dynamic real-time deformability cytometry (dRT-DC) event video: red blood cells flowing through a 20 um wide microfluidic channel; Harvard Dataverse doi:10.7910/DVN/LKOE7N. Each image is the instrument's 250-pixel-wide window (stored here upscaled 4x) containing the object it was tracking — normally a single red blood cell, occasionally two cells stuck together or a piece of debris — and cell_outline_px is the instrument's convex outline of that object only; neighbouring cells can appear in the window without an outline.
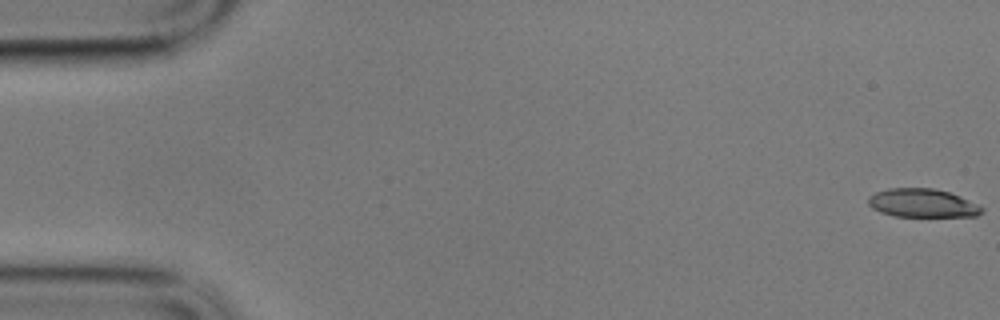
{"species": "common noctule bat (a hibernating species)", "species_latin": "Nyctalus noctula", "temperature_condition": "cold", "stored_images_in_passage": 59, "camera_frame_rate_fps": 3000, "um_per_image_px": 0.085, "animal": {"sex": "male", "body_mass_g": 17.9}, "frame": {"image": 1, "passage_image": 1, "time_ms": 0.0, "image_size_px": [1000, 320], "cell_outline_px": [[984, 212], [976, 216], [892, 216], [880, 212], [872, 208], [868, 204], [868, 196], [876, 192], [888, 188], [932, 188], [948, 192], [960, 196], [984, 208]], "centroid_in_image_um": [78.38, 17.26], "position_along_channel_um": 6.6, "area_um2": 18.84}}
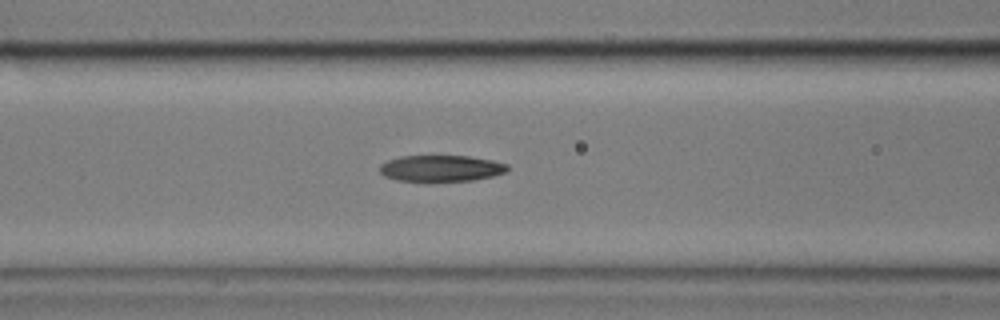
{"frame": {"image": 2, "passage_image": 24, "time_ms": 7.667, "image_size_px": [1000, 320], "cell_outline_px": [[508, 168], [504, 172], [492, 176], [472, 180], [428, 184], [424, 184], [396, 180], [384, 176], [380, 172], [380, 164], [388, 160], [400, 156], [468, 156], [492, 160], [508, 164]], "centroid_in_image_um": [37.42, 14.35], "position_along_channel_um": 129.2, "area_um2": 20.35}}
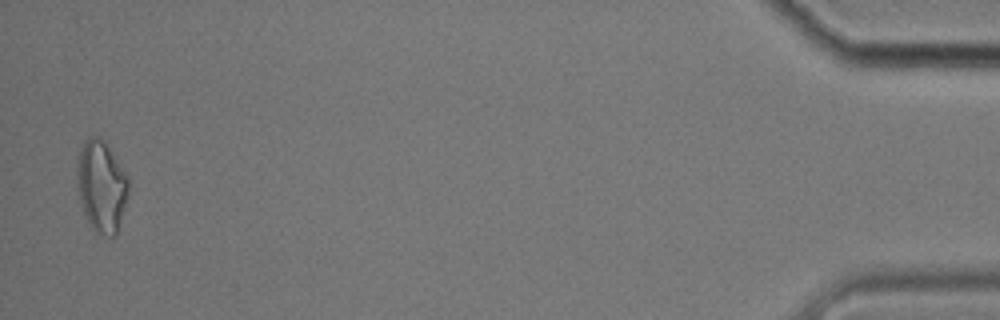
{"frame": {"image": 3, "passage_image": 58, "time_ms": 19.0, "image_size_px": [1000, 320], "cell_outline_px": [[128, 192], [116, 236], [108, 236], [96, 232], [92, 228], [84, 212], [80, 200], [76, 184], [76, 172], [80, 152], [84, 140], [92, 136], [100, 136], [104, 140], [128, 176]], "centroid_in_image_um": [8.61, 15.81], "position_along_channel_um": 426.6, "area_um2": 27.22}, "authors_computed_cell_mechanics": {"area_um2": 20.2878, "velocity_mm_per_s": 3.4027, "shape_relaxation_time_tau1_ms": 8.2527, "shape_relaxation_time_tau2_ms": 4.7477, "deformation_change_tau1": 0.2193, "deformation_change_tau2": 0.1319}}